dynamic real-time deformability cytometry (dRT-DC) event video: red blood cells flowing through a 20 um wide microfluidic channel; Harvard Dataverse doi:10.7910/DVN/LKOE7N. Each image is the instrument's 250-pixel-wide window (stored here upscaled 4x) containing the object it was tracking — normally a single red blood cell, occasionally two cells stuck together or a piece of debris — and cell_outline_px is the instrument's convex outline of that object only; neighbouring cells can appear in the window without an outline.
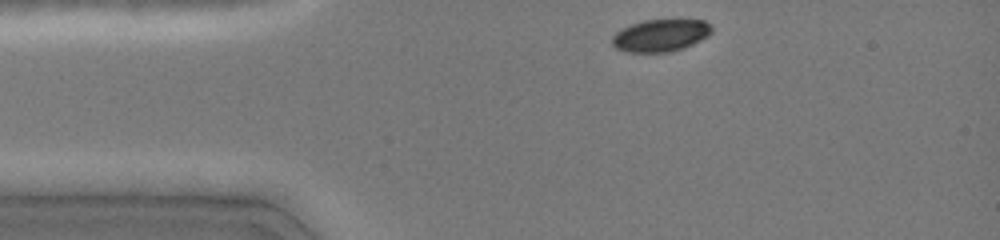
{"species": "common noctule bat (a hibernating species)", "species_latin": "Nyctalus noctula", "temperature_condition": "cold", "stored_images_in_passage": 16, "camera_frame_rate_fps": 3000, "um_per_image_px": 0.085, "animal": {"sex": "female", "body_mass_g": 19.0, "forearm_length_mm": 51.5}, "frame": {"image": 1, "passage_image": 1, "time_ms": 0.0, "image_size_px": [1000, 240], "cell_outline_px": [[712, 32], [708, 36], [684, 48], [668, 52], [624, 52], [616, 48], [612, 44], [612, 36], [616, 32], [632, 24], [644, 20], [704, 20], [712, 24]], "centroid_in_image_um": [56.16, 3.01], "position_along_channel_um": 28.8, "area_um2": 18.73}}
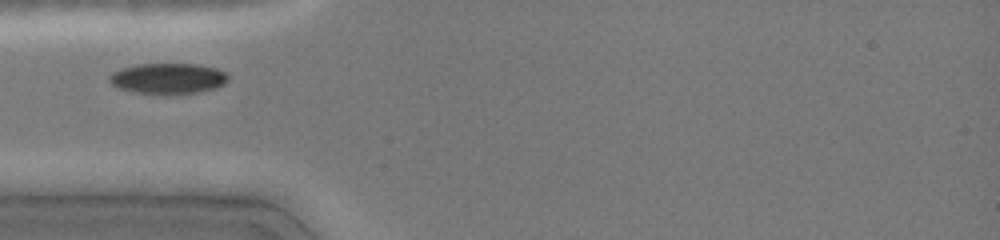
{"frame": {"image": 2, "passage_image": 15, "time_ms": 2.0, "image_size_px": [1000, 240], "cell_outline_px": [[228, 80], [224, 84], [216, 88], [200, 92], [176, 96], [164, 96], [136, 92], [120, 88], [112, 84], [108, 80], [108, 76], [112, 72], [120, 68], [136, 64], [196, 64], [216, 68], [224, 72], [228, 76]], "centroid_in_image_um": [14.28, 6.7], "position_along_channel_um": 70.7, "area_um2": 21.85}}